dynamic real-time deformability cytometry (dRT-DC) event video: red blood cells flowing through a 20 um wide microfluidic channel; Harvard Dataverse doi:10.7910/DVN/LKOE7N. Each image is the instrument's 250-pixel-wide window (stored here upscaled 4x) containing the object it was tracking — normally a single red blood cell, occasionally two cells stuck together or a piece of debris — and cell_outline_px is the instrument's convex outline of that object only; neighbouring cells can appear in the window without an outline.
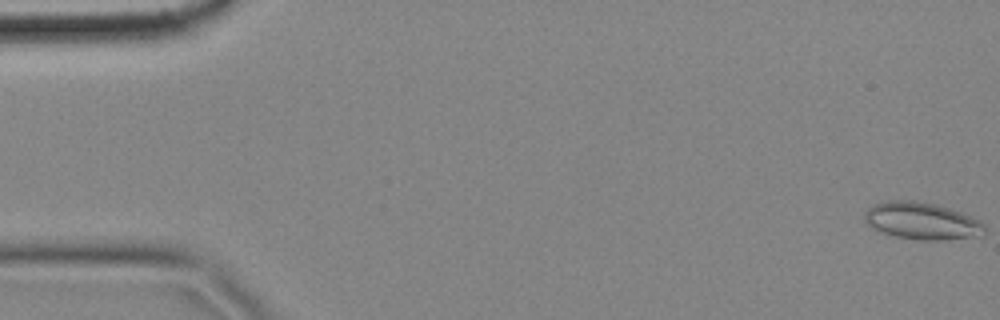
{"species": "common noctule bat (a hibernating species)", "species_latin": "Nyctalus noctula", "temperature_condition": "cold", "stored_images_in_passage": 58, "camera_frame_rate_fps": 3000, "um_per_image_px": 0.085, "animal": {"sex": "female", "body_mass_g": 18.4}, "frame": {"image": 1, "passage_image": 1, "time_ms": 0.0, "image_size_px": [1000, 320], "cell_outline_px": [[984, 232], [968, 236], [944, 240], [920, 240], [896, 236], [880, 232], [868, 224], [864, 216], [868, 208], [876, 204], [892, 200], [916, 200], [936, 204], [960, 212], [980, 220], [984, 224]], "centroid_in_image_um": [78.32, 18.76], "position_along_channel_um": 6.7, "area_um2": 25.43}}
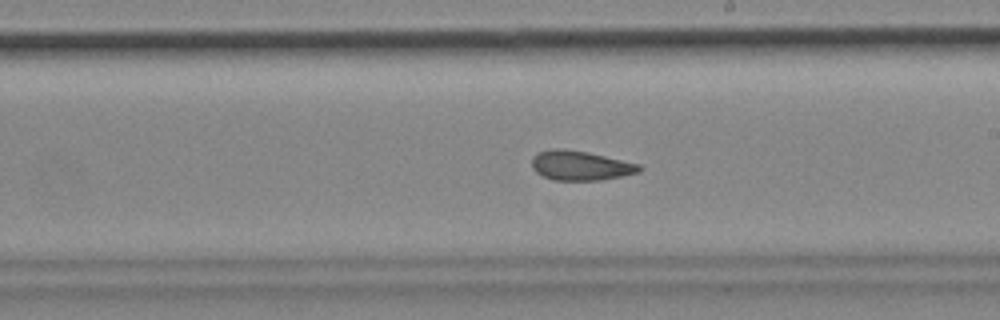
{"frame": {"image": 2, "passage_image": 33, "time_ms": 10.667, "image_size_px": [1000, 320], "cell_outline_px": [[640, 172], [600, 180], [552, 180], [536, 172], [532, 168], [532, 156], [536, 152], [556, 148], [564, 148], [588, 152], [640, 164]], "centroid_in_image_um": [49.29, 14.06], "position_along_channel_um": 239.7, "area_um2": 18.5}}
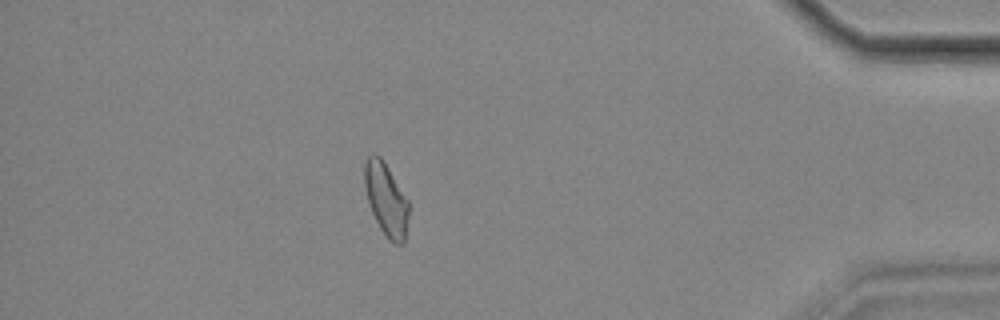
{"frame": {"image": 3, "passage_image": 51, "time_ms": 16.667, "image_size_px": [1000, 320], "cell_outline_px": [[408, 216], [404, 240], [400, 244], [396, 244], [388, 240], [380, 228], [372, 212], [368, 200], [364, 184], [364, 164], [368, 156], [372, 152], [376, 152], [384, 160], [408, 200]], "centroid_in_image_um": [32.8, 16.89], "position_along_channel_um": 402.4, "area_um2": 18.67}, "authors_computed_cell_mechanics": {"area_um2": 19.3341, "velocity_mm_per_s": 3.4638, "shape_relaxation_time_tau1_ms": null, "shape_relaxation_time_tau2_ms": 2.5465, "deformation_change_tau1": null, "deformation_change_tau2": 0.0775}}